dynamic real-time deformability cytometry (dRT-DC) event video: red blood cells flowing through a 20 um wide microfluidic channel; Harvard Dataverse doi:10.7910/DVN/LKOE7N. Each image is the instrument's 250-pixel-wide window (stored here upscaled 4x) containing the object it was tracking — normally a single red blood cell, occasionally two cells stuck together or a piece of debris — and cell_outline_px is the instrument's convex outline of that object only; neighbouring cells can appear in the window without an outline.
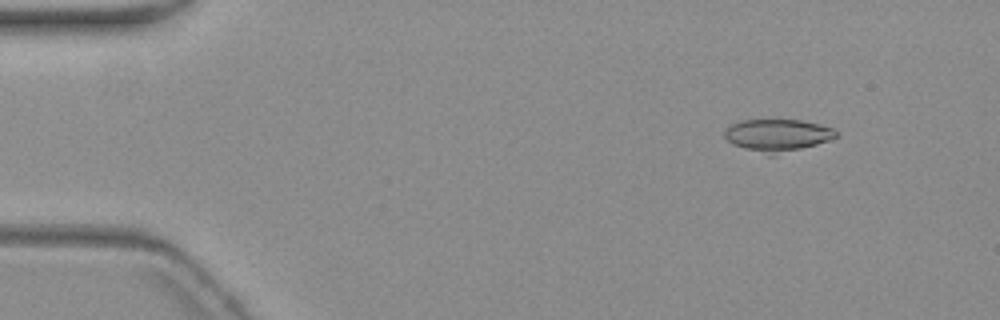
{"species": "common noctule bat (a hibernating species)", "species_latin": "Nyctalus noctula", "temperature_condition": "warm", "stored_images_in_passage": 2, "camera_frame_rate_fps": 3000, "um_per_image_px": 0.085, "animal": {"sex": "female", "body_mass_g": 19.3, "forearm_length_mm": 54.1}, "frame": {"image": 1, "passage_image": 1, "time_ms": 0.0, "image_size_px": [1000, 320], "cell_outline_px": [[836, 136], [828, 140], [816, 144], [772, 156], [768, 156], [732, 144], [724, 136], [724, 132], [732, 124], [740, 120], [800, 120], [820, 124], [832, 128], [836, 132]], "centroid_in_image_um": [66.05, 11.5], "position_along_channel_um": 19.0, "area_um2": 20.81}}